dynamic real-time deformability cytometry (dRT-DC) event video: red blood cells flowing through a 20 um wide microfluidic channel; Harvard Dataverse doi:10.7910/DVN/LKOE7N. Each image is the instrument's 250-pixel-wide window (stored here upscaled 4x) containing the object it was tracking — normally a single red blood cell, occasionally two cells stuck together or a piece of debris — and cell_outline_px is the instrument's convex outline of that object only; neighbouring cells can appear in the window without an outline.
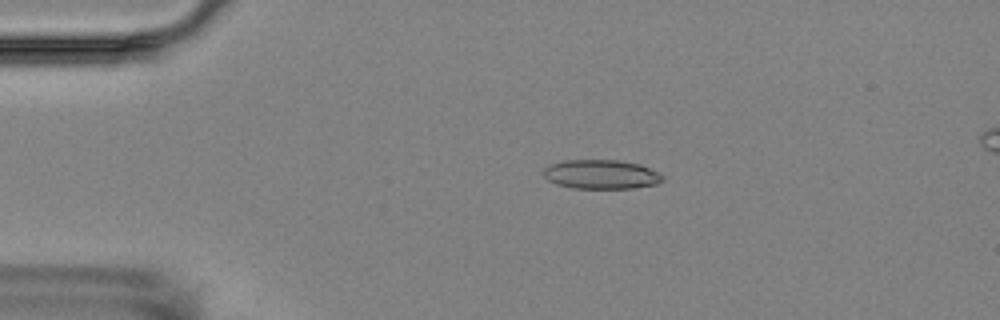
{"species": "Egyptian fruit bat (a non-hibernating species)", "species_latin": "Rousettus aegyptiacus", "temperature_condition": "room temperature", "stored_images_in_passage": 4, "camera_frame_rate_fps": 3000, "um_per_image_px": 0.085, "animal": {"sex": "female"}, "frame": {"image": 1, "passage_image": 2, "time_ms": 1.0, "image_size_px": [1000, 320], "cell_outline_px": [[664, 180], [656, 184], [632, 188], [572, 188], [556, 184], [548, 180], [544, 176], [544, 168], [548, 164], [564, 160], [620, 160], [640, 164], [660, 172], [664, 176]], "centroid_in_image_um": [51.11, 14.81], "position_along_channel_um": 33.9, "area_um2": 20.46}}